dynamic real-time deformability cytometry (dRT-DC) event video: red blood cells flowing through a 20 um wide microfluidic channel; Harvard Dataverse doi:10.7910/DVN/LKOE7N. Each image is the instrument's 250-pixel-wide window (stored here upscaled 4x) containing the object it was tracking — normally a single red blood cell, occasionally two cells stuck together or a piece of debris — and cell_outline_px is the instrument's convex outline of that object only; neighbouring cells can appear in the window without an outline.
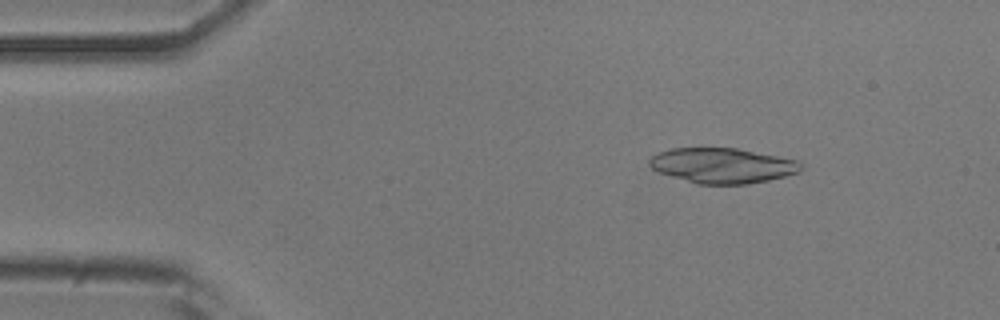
{"species": "common noctule bat (a hibernating species)", "species_latin": "Nyctalus noctula", "temperature_condition": "room temperature", "stored_images_in_passage": 22, "camera_frame_rate_fps": 3000, "um_per_image_px": 0.085, "animal": {"sex": "male", "body_mass_g": 20.5, "forearm_length_mm": 52.5}, "frame": {"image": 1, "passage_image": 6, "time_ms": 1.667, "image_size_px": [1000, 320], "cell_outline_px": [[804, 168], [800, 172], [768, 180], [748, 184], [696, 184], [660, 172], [652, 168], [648, 164], [648, 160], [652, 156], [660, 152], [672, 148], [736, 148], [796, 160], [804, 164]], "centroid_in_image_um": [61.42, 14.07], "position_along_channel_um": 23.6, "area_um2": 30.92}}